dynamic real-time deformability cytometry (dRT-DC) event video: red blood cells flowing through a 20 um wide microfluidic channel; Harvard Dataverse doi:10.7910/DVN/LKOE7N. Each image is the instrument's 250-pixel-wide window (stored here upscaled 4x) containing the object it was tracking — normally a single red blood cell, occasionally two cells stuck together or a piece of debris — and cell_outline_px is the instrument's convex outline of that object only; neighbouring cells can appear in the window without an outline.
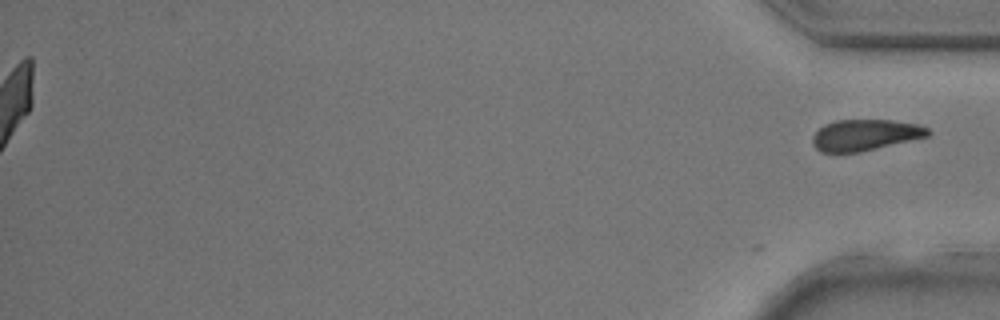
{"species": "common noctule bat (a hibernating species)", "species_latin": "Nyctalus noctula", "temperature_condition": "room temperature", "stored_images_in_passage": 34, "segment_of_instrument_passage": [2, 2], "camera_frame_rate_fps": 3000, "um_per_image_px": 0.085, "animal": {"sex": "male", "body_mass_g": 17.9, "forearm_length_mm": 54.2}, "frame": {"image": 1, "passage_image": 34, "time_ms": 11.0, "image_size_px": [1000, 320], "cell_outline_px": [[932, 132], [928, 136], [860, 152], [820, 152], [812, 144], [812, 136], [824, 124], [836, 120], [892, 120], [916, 124], [928, 128]], "centroid_in_image_um": [73.52, 11.47], "position_along_channel_um": 361.7, "area_um2": 20.87}}